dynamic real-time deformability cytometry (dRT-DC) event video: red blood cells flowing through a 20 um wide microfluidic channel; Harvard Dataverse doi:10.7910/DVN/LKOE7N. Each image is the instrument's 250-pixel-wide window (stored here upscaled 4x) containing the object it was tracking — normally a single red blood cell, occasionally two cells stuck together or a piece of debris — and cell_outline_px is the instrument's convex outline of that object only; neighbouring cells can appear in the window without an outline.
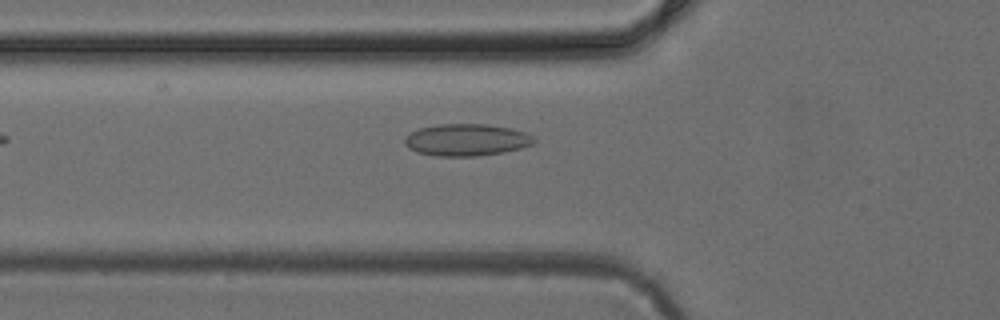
{"species": "common noctule bat (a hibernating species)", "species_latin": "Nyctalus noctula", "temperature_condition": "cold", "stored_images_in_passage": 32, "camera_frame_rate_fps": 3000, "um_per_image_px": 0.085, "animal": {"sex": "female", "body_mass_g": 24.6, "forearm_length_mm": 56.2}, "frame": {"image": 1, "passage_image": 4, "time_ms": 1.0, "image_size_px": [1000, 320], "cell_outline_px": [[536, 140], [532, 144], [520, 148], [504, 152], [476, 156], [436, 156], [416, 152], [408, 148], [404, 144], [404, 140], [412, 132], [420, 128], [436, 124], [488, 124], [512, 128], [524, 132], [532, 136]], "centroid_in_image_um": [39.65, 11.89], "position_along_channel_um": 86.2, "area_um2": 24.1}}
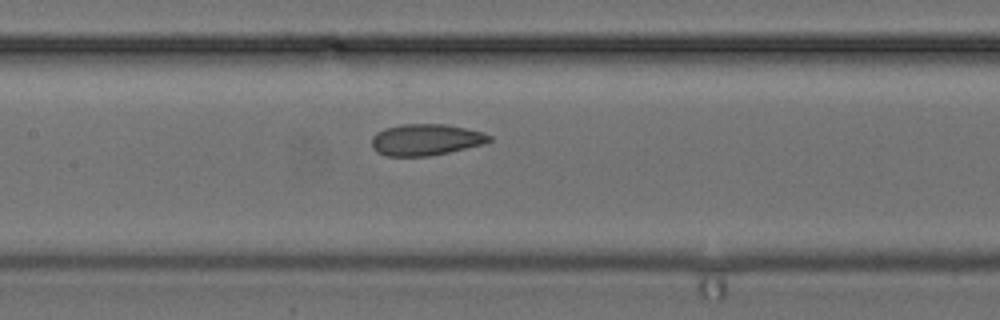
{"frame": {"image": 2, "passage_image": 10, "time_ms": 3.0, "image_size_px": [1000, 320], "cell_outline_px": [[492, 140], [484, 144], [448, 152], [428, 156], [384, 156], [376, 152], [372, 148], [372, 136], [376, 132], [384, 128], [400, 124], [444, 124], [484, 132], [492, 136]], "centroid_in_image_um": [36.17, 11.87], "position_along_channel_um": 171.2, "area_um2": 21.68}}
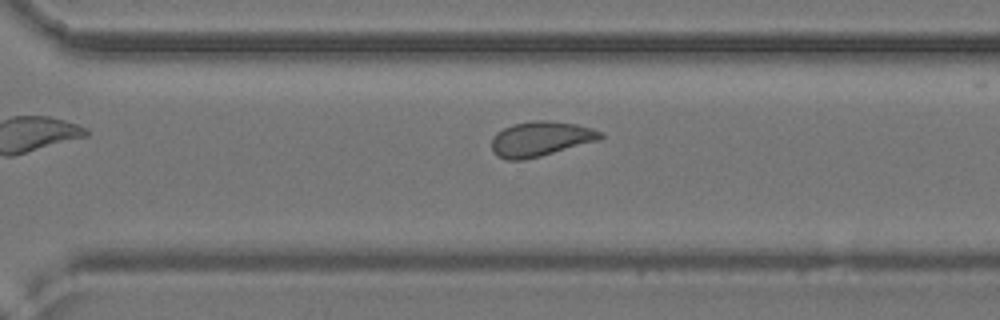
{"frame": {"image": 3, "passage_image": 21, "time_ms": 6.667, "image_size_px": [1000, 320], "cell_outline_px": [[604, 136], [600, 140], [540, 156], [524, 160], [508, 160], [492, 152], [492, 136], [496, 132], [512, 124], [532, 120], [548, 120], [576, 124], [592, 128], [604, 132]], "centroid_in_image_um": [45.96, 11.79], "position_along_channel_um": 324.6, "area_um2": 22.25}}